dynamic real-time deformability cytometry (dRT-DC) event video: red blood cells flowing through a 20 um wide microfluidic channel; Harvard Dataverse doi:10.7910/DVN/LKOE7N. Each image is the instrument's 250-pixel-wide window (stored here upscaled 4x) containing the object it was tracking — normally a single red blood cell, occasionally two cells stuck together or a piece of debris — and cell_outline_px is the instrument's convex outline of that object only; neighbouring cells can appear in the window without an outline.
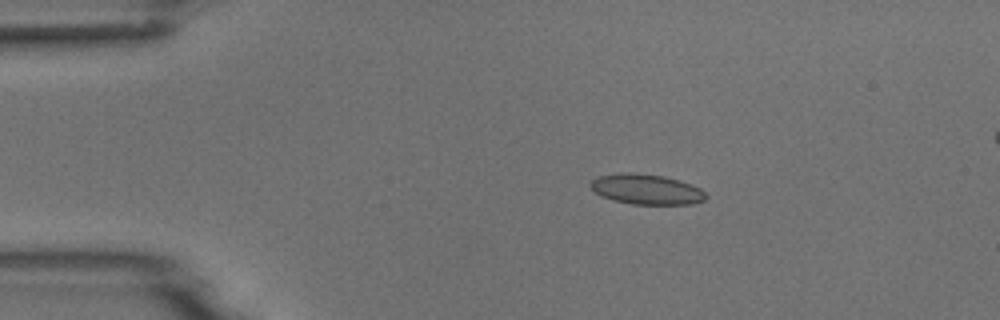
{"species": "common noctule bat (a hibernating species)", "species_latin": "Nyctalus noctula", "temperature_condition": "room temperature", "stored_images_in_passage": 8, "camera_frame_rate_fps": 3000, "um_per_image_px": 0.085, "animal": {"sex": "male", "body_mass_g": 18.8}, "frame": {"image": 1, "passage_image": 3, "time_ms": 2.333, "image_size_px": [1000, 320], "cell_outline_px": [[708, 196], [704, 200], [692, 204], [632, 204], [612, 200], [600, 196], [588, 184], [596, 176], [620, 172], [632, 172], [664, 176], [680, 180], [692, 184], [700, 188]], "centroid_in_image_um": [54.93, 16.08], "position_along_channel_um": 30.1, "area_um2": 20.58}}